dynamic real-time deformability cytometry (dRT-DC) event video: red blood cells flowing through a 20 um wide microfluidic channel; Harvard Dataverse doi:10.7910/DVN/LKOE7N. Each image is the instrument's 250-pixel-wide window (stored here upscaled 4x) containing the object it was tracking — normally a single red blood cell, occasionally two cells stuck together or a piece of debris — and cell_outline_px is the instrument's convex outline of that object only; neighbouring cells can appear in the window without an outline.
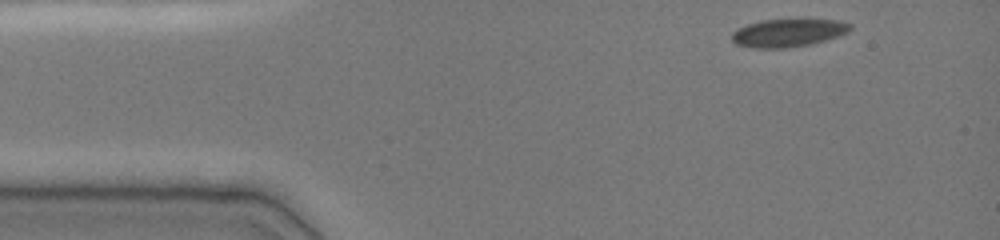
{"species": "common noctule bat (a hibernating species)", "species_latin": "Nyctalus noctula", "temperature_condition": "cold", "stored_images_in_passage": 12, "camera_frame_rate_fps": 3000, "um_per_image_px": 0.085, "animal": {"sex": "female", "body_mass_g": 19.0, "forearm_length_mm": 51.5}, "frame": {"image": 1, "passage_image": 1, "time_ms": 0.0, "image_size_px": [1000, 240], "cell_outline_px": [[852, 28], [848, 32], [824, 40], [808, 44], [784, 48], [752, 48], [736, 44], [732, 40], [732, 32], [736, 28], [760, 20], [840, 20], [852, 24]], "centroid_in_image_um": [66.95, 2.79], "position_along_channel_um": 18.0, "area_um2": 19.07}}
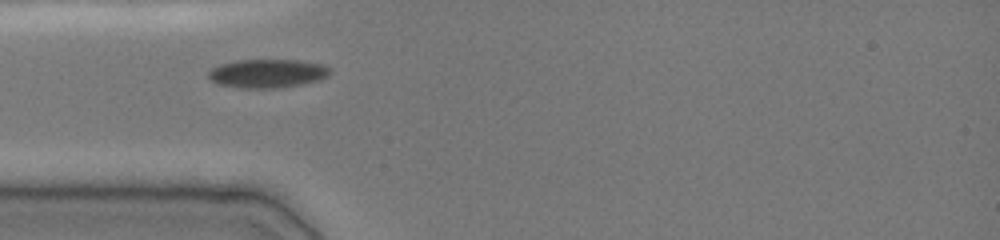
{"frame": {"image": 2, "passage_image": 9, "time_ms": 3.0, "image_size_px": [1000, 240], "cell_outline_px": [[332, 72], [328, 76], [320, 80], [280, 88], [240, 88], [216, 84], [208, 76], [208, 72], [212, 68], [220, 64], [236, 60], [300, 60], [324, 64], [332, 68]], "centroid_in_image_um": [22.77, 6.24], "position_along_channel_um": 62.2, "area_um2": 20.58}}
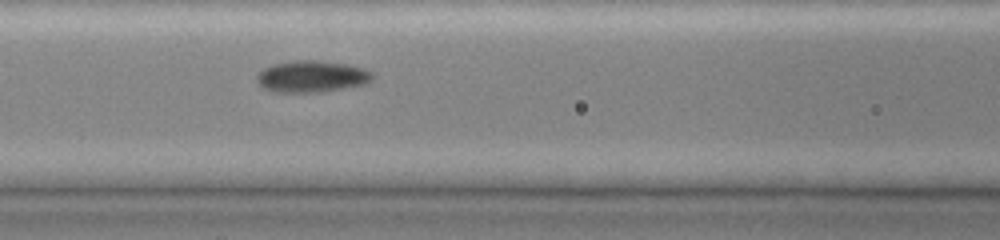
{"frame": {"image": 3, "passage_image": 12, "time_ms": 5.0, "image_size_px": [1000, 240], "cell_outline_px": [[372, 80], [364, 84], [320, 92], [276, 92], [264, 88], [256, 80], [256, 76], [264, 68], [272, 64], [296, 60], [312, 60], [344, 64], [364, 68], [372, 72]], "centroid_in_image_um": [26.47, 6.5], "position_along_channel_um": 140.1, "area_um2": 21.04}}